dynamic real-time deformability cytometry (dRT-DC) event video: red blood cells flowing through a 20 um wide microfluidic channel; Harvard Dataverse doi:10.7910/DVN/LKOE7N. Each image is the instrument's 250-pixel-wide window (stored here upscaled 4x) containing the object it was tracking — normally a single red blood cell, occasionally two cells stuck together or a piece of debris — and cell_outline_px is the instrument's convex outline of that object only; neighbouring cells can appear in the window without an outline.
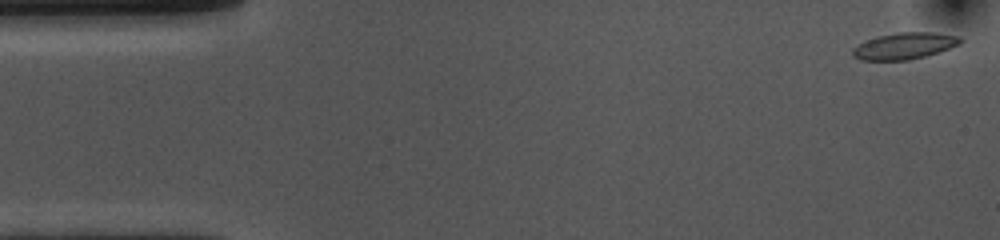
{"species": "common noctule bat (a hibernating species)", "species_latin": "Nyctalus noctula", "temperature_condition": "cold", "stored_images_in_passage": 52, "camera_frame_rate_fps": 3000, "um_per_image_px": 0.085, "animal": {"sex": "female", "body_mass_g": 10.0, "forearm_length_mm": 53.1}, "frame": {"image": 1, "passage_image": 1, "time_ms": 0.0, "image_size_px": [1000, 240], "cell_outline_px": [[960, 44], [924, 56], [908, 60], [860, 60], [852, 56], [852, 48], [864, 40], [876, 36], [896, 32], [932, 32], [960, 36]], "centroid_in_image_um": [76.8, 3.89], "position_along_channel_um": 8.2, "area_um2": 16.65}}
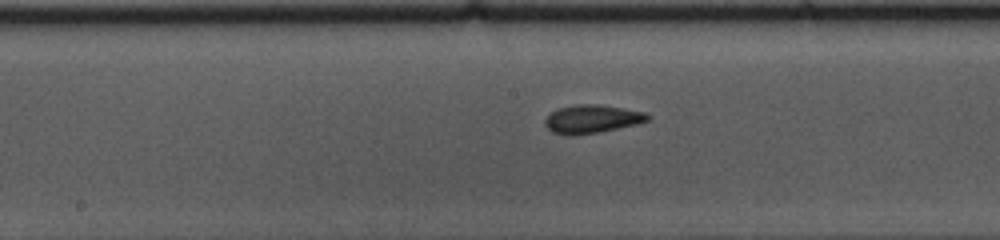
{"frame": {"image": 2, "passage_image": 25, "time_ms": 8.0, "image_size_px": [1000, 240], "cell_outline_px": [[652, 116], [648, 120], [636, 124], [600, 132], [576, 136], [568, 136], [552, 132], [544, 124], [544, 120], [556, 108], [576, 104], [600, 104], [624, 108], [644, 112]], "centroid_in_image_um": [50.29, 10.12], "position_along_channel_um": 197.9, "area_um2": 17.17}}
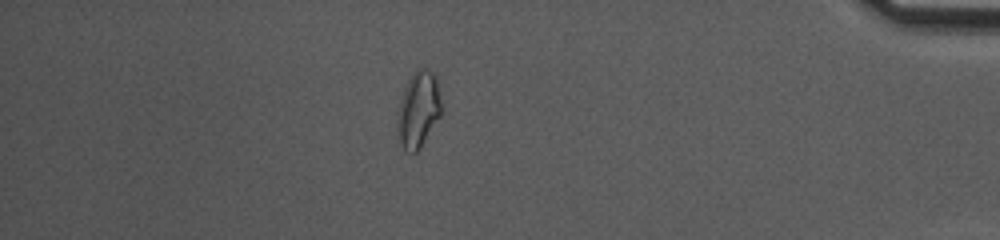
{"frame": {"image": 3, "passage_image": 45, "time_ms": 14.667, "image_size_px": [1000, 240], "cell_outline_px": [[440, 116], [420, 148], [416, 152], [404, 152], [400, 144], [396, 128], [396, 112], [404, 84], [416, 68], [424, 68], [432, 72], [436, 80], [440, 100]], "centroid_in_image_um": [35.49, 9.33], "position_along_channel_um": 399.7, "area_um2": 19.77}, "authors_computed_cell_mechanics": {"area_um2": 16.6464, "velocity_mm_per_s": 3.7173, "shape_relaxation_time_tau1_ms": 7.2834, "shape_relaxation_time_tau2_ms": 2.3437, "deformation_change_tau1": 0.1419, "deformation_change_tau2": 0.0744}}